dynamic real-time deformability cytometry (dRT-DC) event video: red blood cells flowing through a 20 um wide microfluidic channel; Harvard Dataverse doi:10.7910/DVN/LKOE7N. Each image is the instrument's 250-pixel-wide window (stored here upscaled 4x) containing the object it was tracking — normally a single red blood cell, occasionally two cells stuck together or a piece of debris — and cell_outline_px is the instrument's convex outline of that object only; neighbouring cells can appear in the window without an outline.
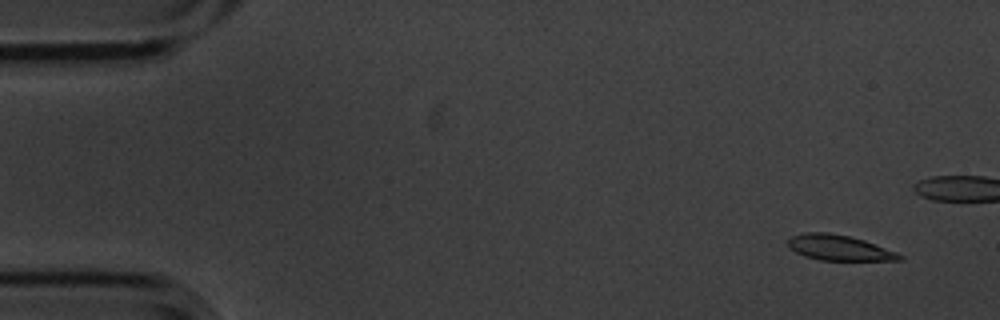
{"species": "common noctule bat (a hibernating species)", "species_latin": "Nyctalus noctula", "temperature_condition": "cold", "stored_images_in_passage": 5, "camera_frame_rate_fps": 3000, "um_per_image_px": 0.085, "animal": {"sex": "male", "body_mass_g": 20.1, "forearm_length_mm": 53.5}, "frame": {"image": 1, "passage_image": 1, "time_ms": 0.0, "image_size_px": [1000, 320], "cell_outline_px": [[904, 260], [820, 260], [804, 256], [796, 252], [788, 244], [788, 240], [792, 236], [804, 232], [824, 232], [848, 236], [864, 240], [896, 252], [904, 256]], "centroid_in_image_um": [71.33, 21.06], "position_along_channel_um": 13.7, "area_um2": 16.3}}